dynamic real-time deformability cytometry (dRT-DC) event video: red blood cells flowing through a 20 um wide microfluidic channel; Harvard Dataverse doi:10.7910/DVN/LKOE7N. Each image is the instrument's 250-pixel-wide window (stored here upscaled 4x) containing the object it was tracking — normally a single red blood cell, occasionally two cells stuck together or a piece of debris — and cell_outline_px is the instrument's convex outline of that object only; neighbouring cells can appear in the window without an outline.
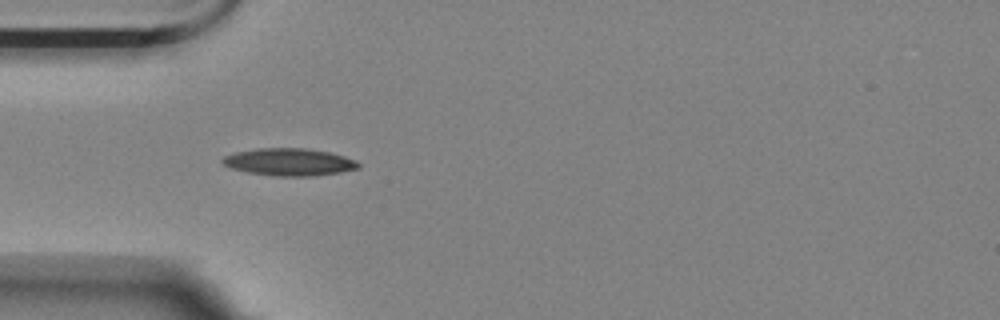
{"species": "Egyptian fruit bat (a non-hibernating species)", "species_latin": "Rousettus aegyptiacus", "temperature_condition": "room temperature", "stored_images_in_passage": 41, "camera_frame_rate_fps": 3000, "um_per_image_px": 0.085, "animal": {"sex": "female"}, "frame": {"image": 1, "passage_image": 1, "time_ms": 0.0, "image_size_px": [1000, 320], "cell_outline_px": [[360, 168], [340, 172], [312, 176], [276, 176], [248, 172], [232, 168], [224, 164], [220, 160], [224, 156], [232, 152], [256, 148], [304, 148], [328, 152], [344, 156], [356, 160], [360, 164]], "centroid_in_image_um": [24.57, 13.76], "position_along_channel_um": 60.4, "area_um2": 21.68}}
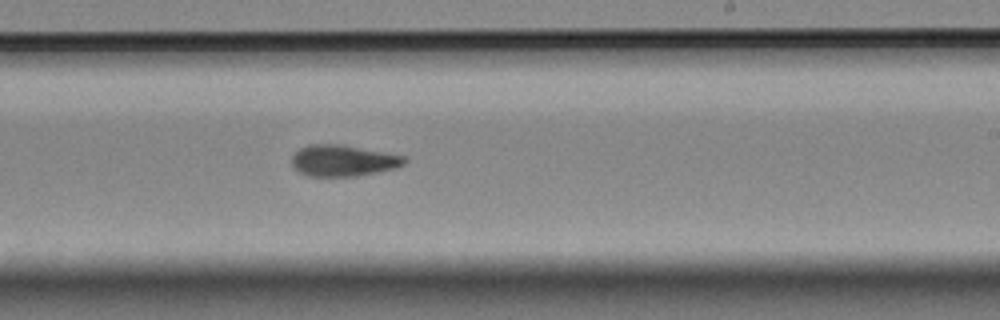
{"frame": {"image": 2, "passage_image": 18, "time_ms": 5.667, "image_size_px": [1000, 320], "cell_outline_px": [[408, 160], [404, 164], [396, 168], [356, 176], [308, 176], [292, 168], [292, 156], [300, 148], [308, 144], [344, 144], [404, 156]], "centroid_in_image_um": [29.15, 13.64], "position_along_channel_um": 259.8, "area_um2": 20.63}}
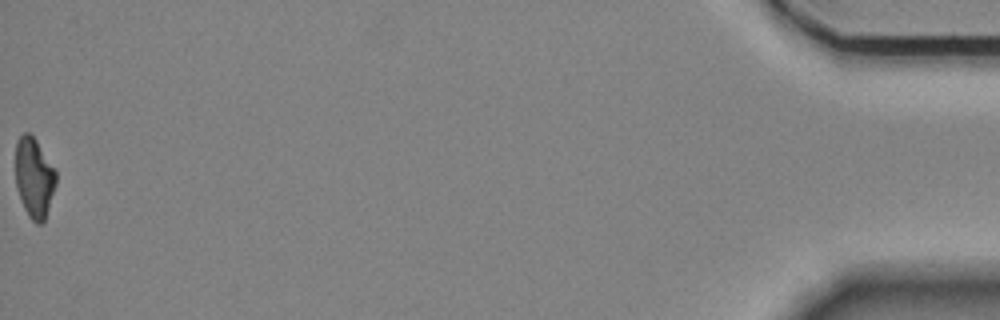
{"frame": {"image": 3, "passage_image": 41, "time_ms": 13.333, "image_size_px": [1000, 320], "cell_outline_px": [[56, 184], [44, 220], [40, 224], [36, 224], [28, 216], [24, 208], [16, 184], [16, 140], [24, 132], [28, 132], [36, 140], [56, 172]], "centroid_in_image_um": [2.89, 15.1], "position_along_channel_um": 432.3, "area_um2": 18.5}, "authors_computed_cell_mechanics": {"area_um2": 20.2878, "velocity_mm_per_s": 3.5356, "shape_relaxation_time_tau1_ms": null, "shape_relaxation_time_tau2_ms": 5.6243, "deformation_change_tau1": null, "deformation_change_tau2": 0.1293}}